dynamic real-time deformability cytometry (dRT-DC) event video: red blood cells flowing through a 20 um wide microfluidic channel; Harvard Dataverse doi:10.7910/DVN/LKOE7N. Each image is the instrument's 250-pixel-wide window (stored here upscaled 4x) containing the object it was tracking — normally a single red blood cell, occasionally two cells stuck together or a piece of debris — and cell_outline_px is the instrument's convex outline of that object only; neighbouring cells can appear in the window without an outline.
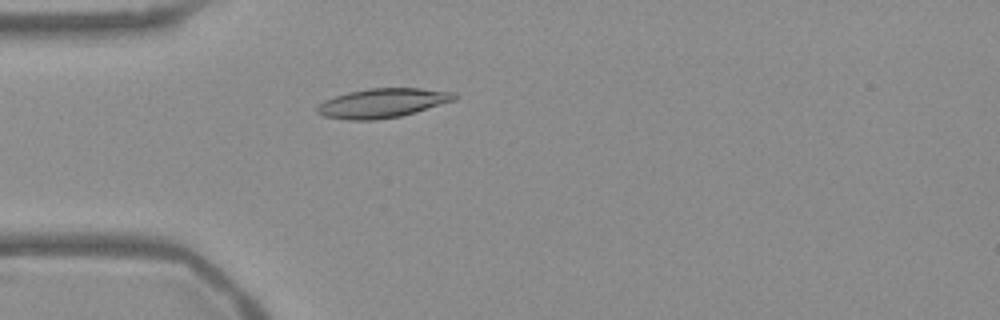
{"species": "Egyptian fruit bat (a non-hibernating species)", "species_latin": "Rousettus aegyptiacus", "temperature_condition": "warm", "stored_images_in_passage": 54, "camera_frame_rate_fps": 3000, "um_per_image_px": 0.085, "frame": {"image": 1, "passage_image": 15, "time_ms": 4.667, "image_size_px": [1000, 320], "cell_outline_px": [[456, 100], [416, 112], [400, 116], [376, 120], [348, 120], [324, 116], [316, 112], [316, 108], [324, 100], [348, 92], [368, 88], [420, 88], [456, 92]], "centroid_in_image_um": [32.53, 8.76], "position_along_channel_um": 52.5, "area_um2": 23.47}}
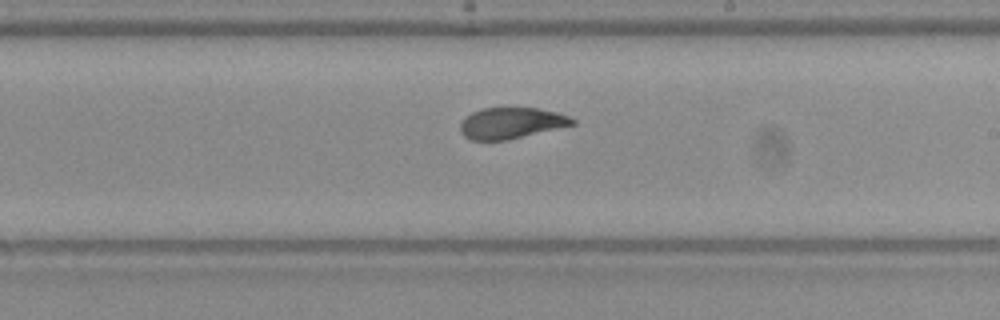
{"frame": {"image": 2, "passage_image": 31, "time_ms": 10.0, "image_size_px": [1000, 320], "cell_outline_px": [[576, 124], [508, 140], [472, 140], [464, 136], [460, 132], [460, 124], [464, 116], [472, 112], [484, 108], [540, 108], [556, 112], [568, 116], [576, 120]], "centroid_in_image_um": [43.44, 10.46], "position_along_channel_um": 245.6, "area_um2": 20.4}}
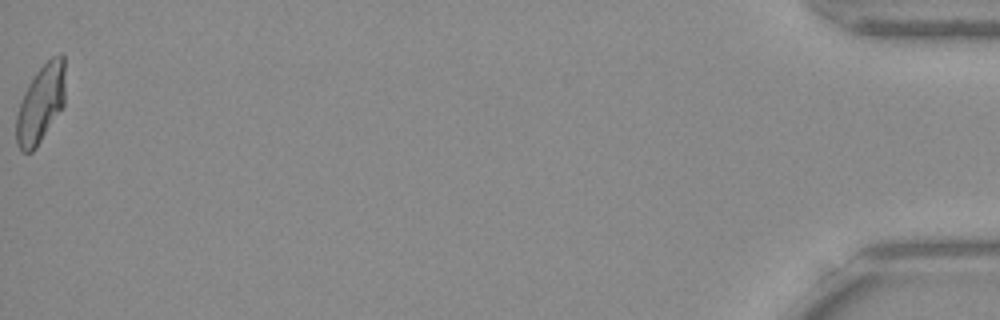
{"frame": {"image": 3, "passage_image": 54, "time_ms": 17.667, "image_size_px": [1000, 320], "cell_outline_px": [[64, 104], [36, 148], [32, 152], [20, 152], [16, 144], [16, 116], [20, 100], [28, 84], [36, 72], [52, 56], [60, 52], [64, 56]], "centroid_in_image_um": [3.44, 8.83], "position_along_channel_um": 431.8, "area_um2": 22.25}, "authors_computed_cell_mechanics": {"area_um2": 21.9062, "velocity_mm_per_s": 3.7596, "shape_relaxation_time_tau1_ms": 4.318, "shape_relaxation_time_tau2_ms": 1.2862, "deformation_change_tau1": 0.1611, "deformation_change_tau2": 0.0549}}